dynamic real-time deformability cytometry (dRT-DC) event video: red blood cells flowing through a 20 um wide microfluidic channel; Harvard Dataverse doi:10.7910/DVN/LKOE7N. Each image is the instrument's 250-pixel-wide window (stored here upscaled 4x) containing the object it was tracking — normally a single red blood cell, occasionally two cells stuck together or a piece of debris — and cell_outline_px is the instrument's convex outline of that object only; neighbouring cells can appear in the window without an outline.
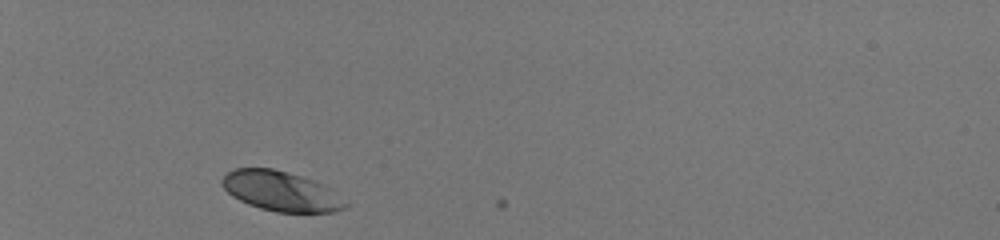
{"species": "human", "species_latin": "Homo sapiens", "temperature_condition": "room temperature", "stored_images_in_passage": 30, "camera_frame_rate_fps": 3000, "um_per_image_px": 0.085, "donor": {"sex": "male"}, "frame": {"image": 1, "passage_image": 1, "time_ms": 0.0, "image_size_px": [1000, 240], "cell_outline_px": [[352, 204], [348, 208], [336, 212], [276, 212], [260, 208], [248, 204], [232, 196], [220, 184], [220, 180], [228, 172], [236, 168], [272, 168], [288, 172], [312, 180], [320, 184]], "centroid_in_image_um": [23.89, 16.26], "position_along_channel_um": 61.1, "area_um2": 28.55}}
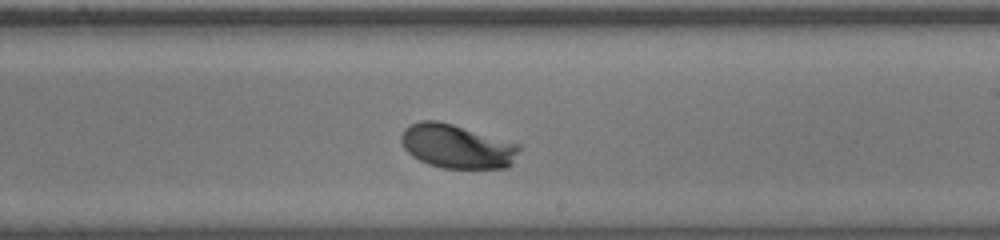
{"frame": {"image": 2, "passage_image": 18, "time_ms": 5.667, "image_size_px": [1000, 240], "cell_outline_px": [[520, 148], [512, 164], [508, 168], [444, 168], [428, 164], [412, 156], [404, 148], [400, 140], [400, 136], [404, 128], [408, 124], [420, 120], [436, 120], [452, 124], [520, 144]], "centroid_in_image_um": [38.81, 12.43], "position_along_channel_um": 250.2, "area_um2": 30.29}}
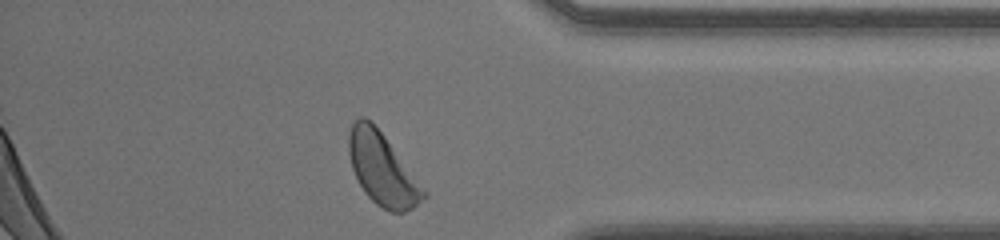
{"frame": {"image": 3, "passage_image": 30, "time_ms": 9.667, "image_size_px": [1000, 240], "cell_outline_px": [[428, 196], [412, 208], [404, 212], [392, 212], [376, 204], [364, 192], [352, 168], [348, 152], [348, 136], [352, 124], [360, 116], [364, 116], [384, 136], [428, 192]], "centroid_in_image_um": [32.5, 14.4], "position_along_channel_um": 402.7, "area_um2": 30.92}, "authors_computed_cell_mechanics": {"area_um2": 29.6514, "velocity_mm_per_s": 3.9788, "shape_relaxation_time_tau1_ms": 1.7027, "shape_relaxation_time_tau2_ms": null, "deformation_change_tau1": 0.1232, "deformation_change_tau2": null}}